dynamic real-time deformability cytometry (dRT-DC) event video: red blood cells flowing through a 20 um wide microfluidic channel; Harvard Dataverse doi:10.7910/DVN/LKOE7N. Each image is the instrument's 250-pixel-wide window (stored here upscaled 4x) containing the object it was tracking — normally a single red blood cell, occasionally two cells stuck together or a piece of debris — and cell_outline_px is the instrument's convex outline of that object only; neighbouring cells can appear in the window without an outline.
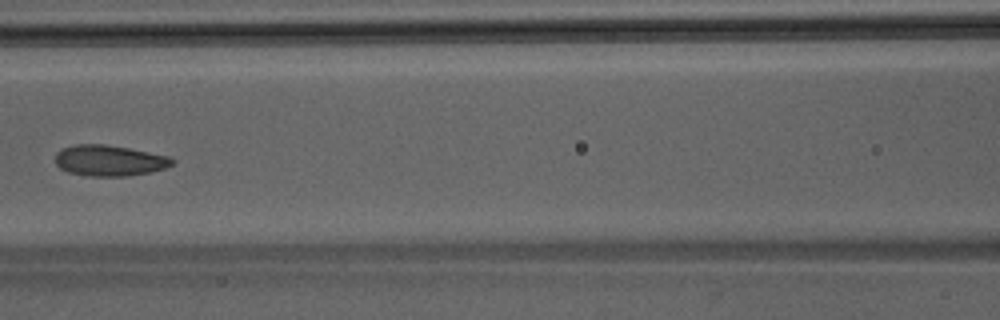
{"species": "Egyptian fruit bat (a non-hibernating species)", "species_latin": "Rousettus aegyptiacus", "temperature_condition": "room temperature", "stored_images_in_passage": 7, "camera_frame_rate_fps": 3000, "um_per_image_px": 0.085, "animal": {"sex": "male"}, "frame": {"image": 1, "passage_image": 7, "time_ms": 2.0, "image_size_px": [1000, 320], "cell_outline_px": [[176, 160], [172, 164], [164, 168], [152, 172], [124, 176], [88, 176], [68, 172], [60, 168], [56, 164], [56, 152], [60, 148], [76, 144], [104, 144], [128, 148], [168, 156]], "centroid_in_image_um": [9.27, 13.64], "position_along_channel_um": 157.3, "area_um2": 21.04}}